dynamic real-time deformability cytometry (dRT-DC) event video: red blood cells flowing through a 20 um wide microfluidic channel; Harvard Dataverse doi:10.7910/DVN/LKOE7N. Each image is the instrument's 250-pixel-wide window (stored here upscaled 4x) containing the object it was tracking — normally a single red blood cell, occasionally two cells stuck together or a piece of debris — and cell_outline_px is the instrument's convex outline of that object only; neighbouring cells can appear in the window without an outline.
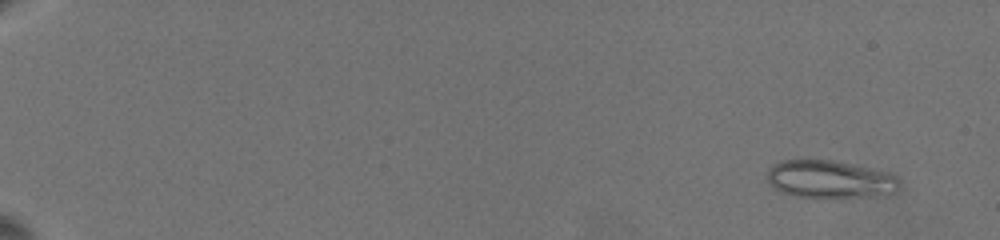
{"species": "common noctule bat (a hibernating species)", "species_latin": "Nyctalus noctula", "temperature_condition": "warm", "stored_images_in_passage": 42, "camera_frame_rate_fps": 3000, "um_per_image_px": 0.085, "animal": {"sex": "female", "body_mass_g": 19.5, "forearm_length_mm": 54.1}, "frame": {"image": 1, "passage_image": 5, "time_ms": 1.0, "image_size_px": [1000, 240], "cell_outline_px": [[900, 184], [896, 192], [832, 200], [796, 196], [780, 192], [768, 180], [768, 168], [772, 164], [780, 160], [836, 160], [884, 172], [892, 176]], "centroid_in_image_um": [70.46, 15.26], "position_along_channel_um": 14.5, "area_um2": 29.19}}
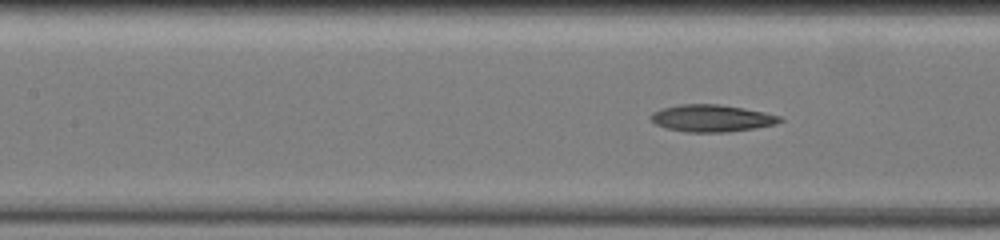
{"frame": {"image": 2, "passage_image": 38, "time_ms": 10.333, "image_size_px": [1000, 240], "cell_outline_px": [[784, 120], [776, 124], [756, 128], [728, 132], [684, 132], [664, 128], [648, 120], [648, 116], [652, 112], [660, 108], [680, 104], [720, 104], [744, 108], [764, 112], [780, 116]], "centroid_in_image_um": [60.44, 10.05], "position_along_channel_um": 147.0, "area_um2": 20.75}}
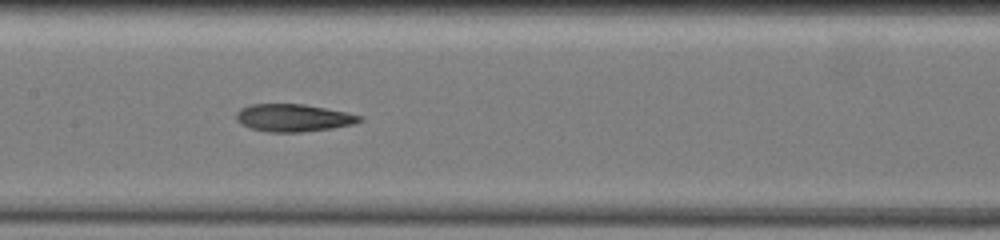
{"frame": {"image": 3, "passage_image": 41, "time_ms": 11.333, "image_size_px": [1000, 240], "cell_outline_px": [[364, 120], [352, 124], [332, 128], [300, 132], [268, 132], [248, 128], [240, 124], [236, 120], [236, 112], [240, 108], [248, 104], [304, 104], [364, 116]], "centroid_in_image_um": [24.88, 10.01], "position_along_channel_um": 182.5, "area_um2": 19.88}}